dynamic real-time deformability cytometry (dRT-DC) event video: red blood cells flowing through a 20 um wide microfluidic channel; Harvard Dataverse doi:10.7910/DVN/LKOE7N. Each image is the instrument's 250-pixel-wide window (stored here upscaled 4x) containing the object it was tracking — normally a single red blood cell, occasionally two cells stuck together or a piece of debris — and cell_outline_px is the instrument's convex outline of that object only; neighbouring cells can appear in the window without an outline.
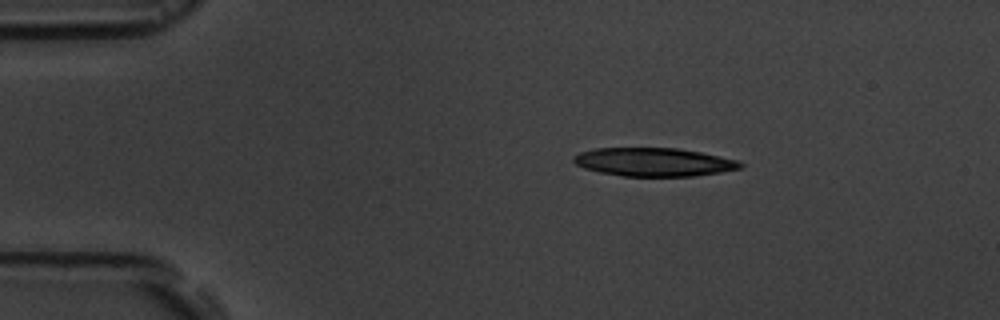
{"species": "common noctule bat (a hibernating species)", "species_latin": "Nyctalus noctula", "temperature_condition": "room temperature", "stored_images_in_passage": 3, "camera_frame_rate_fps": 3000, "um_per_image_px": 0.085, "animal": {"sex": "male", "body_mass_g": 19.5, "forearm_length_mm": 54.6}, "frame": {"image": 1, "passage_image": 1, "time_ms": 0.0, "image_size_px": [1000, 320], "cell_outline_px": [[744, 168], [720, 172], [692, 176], [624, 176], [600, 172], [584, 168], [576, 164], [572, 160], [572, 156], [580, 152], [596, 148], [680, 148], [720, 156], [736, 160], [744, 164]], "centroid_in_image_um": [55.57, 13.77], "position_along_channel_um": 29.4, "area_um2": 27.63}}